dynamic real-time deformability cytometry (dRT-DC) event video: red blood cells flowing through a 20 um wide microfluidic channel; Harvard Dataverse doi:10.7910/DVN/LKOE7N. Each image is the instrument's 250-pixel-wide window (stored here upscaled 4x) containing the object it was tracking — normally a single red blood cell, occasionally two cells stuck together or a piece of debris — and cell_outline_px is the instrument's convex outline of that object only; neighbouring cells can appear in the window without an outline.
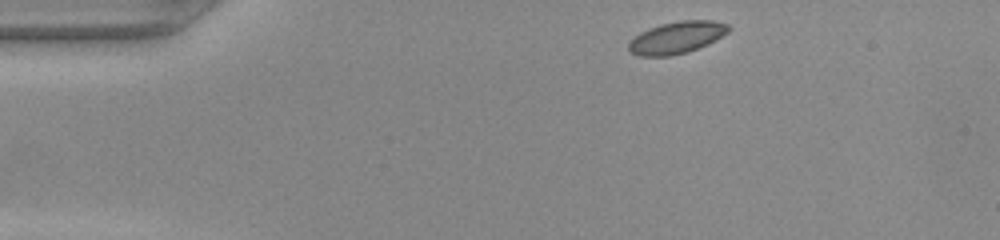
{"species": "common noctule bat (a hibernating species)", "species_latin": "Nyctalus noctula", "temperature_condition": "warm", "stored_images_in_passage": 43, "camera_frame_rate_fps": 3000, "um_per_image_px": 0.085, "animal": {"sex": "female", "body_mass_g": 22.0, "forearm_length_mm": 56.7}, "frame": {"image": 1, "passage_image": 1, "time_ms": 0.0, "image_size_px": [1000, 240], "cell_outline_px": [[732, 28], [728, 32], [716, 40], [708, 44], [688, 52], [668, 56], [640, 56], [628, 52], [628, 40], [640, 32], [648, 28], [660, 24], [680, 20], [712, 20], [728, 24]], "centroid_in_image_um": [57.5, 3.19], "position_along_channel_um": 27.5, "area_um2": 18.96}}
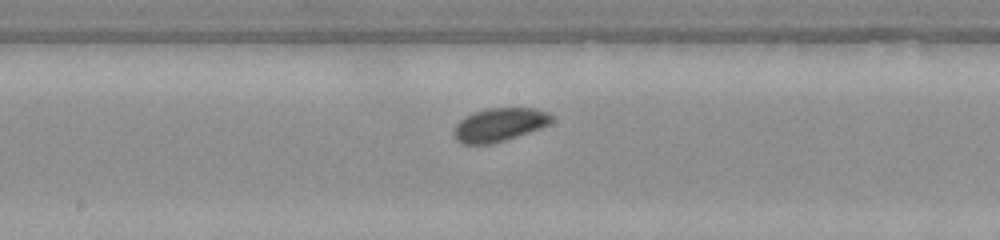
{"frame": {"image": 2, "passage_image": 19, "time_ms": 6.0, "image_size_px": [1000, 240], "cell_outline_px": [[552, 120], [548, 124], [540, 128], [492, 144], [464, 144], [456, 140], [452, 132], [456, 124], [464, 116], [488, 108], [536, 108], [548, 112], [552, 116]], "centroid_in_image_um": [42.41, 10.6], "position_along_channel_um": 205.8, "area_um2": 18.9}}
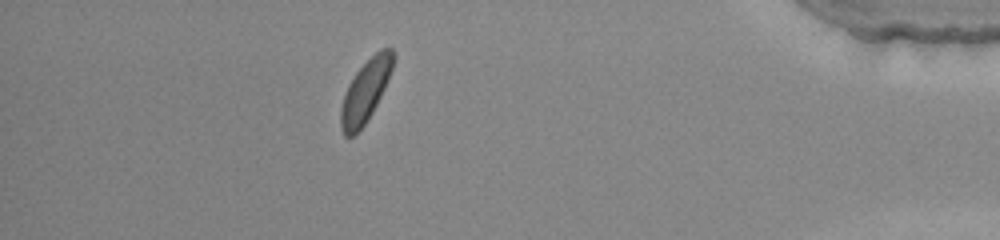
{"frame": {"image": 3, "passage_image": 37, "time_ms": 12.0, "image_size_px": [1000, 240], "cell_outline_px": [[396, 56], [392, 68], [384, 88], [372, 112], [364, 124], [352, 136], [344, 136], [340, 124], [340, 108], [348, 84], [356, 72], [380, 48], [392, 48]], "centroid_in_image_um": [31.06, 7.71], "position_along_channel_um": 404.1, "area_um2": 18.55}}